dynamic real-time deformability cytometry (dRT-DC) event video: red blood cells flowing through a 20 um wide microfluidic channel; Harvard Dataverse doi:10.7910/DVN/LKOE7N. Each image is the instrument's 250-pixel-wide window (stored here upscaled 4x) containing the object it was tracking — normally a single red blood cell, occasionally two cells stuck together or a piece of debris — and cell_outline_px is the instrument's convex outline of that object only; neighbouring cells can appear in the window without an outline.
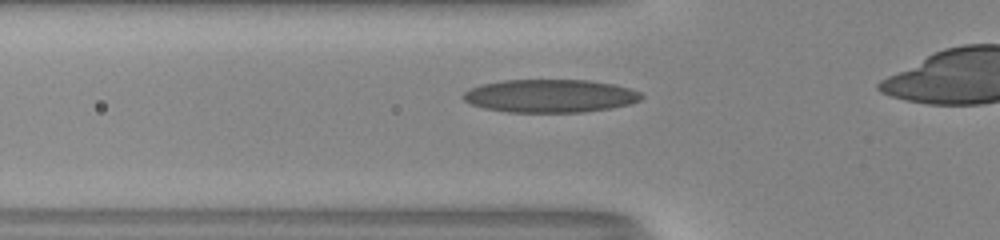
{"species": "human", "species_latin": "Homo sapiens", "temperature_condition": "room temperature", "stored_images_in_passage": 39, "camera_frame_rate_fps": 3000, "um_per_image_px": 0.085, "donor": {"sex": "male"}, "frame": {"image": 1, "passage_image": 12, "time_ms": 3.667, "image_size_px": [1000, 240], "cell_outline_px": [[644, 96], [640, 100], [632, 104], [612, 108], [584, 112], [508, 112], [484, 108], [472, 104], [464, 100], [460, 96], [464, 92], [480, 84], [504, 80], [588, 80], [612, 84], [628, 88], [640, 92]], "centroid_in_image_um": [46.77, 8.15], "position_along_channel_um": 79.0, "area_um2": 34.45}}
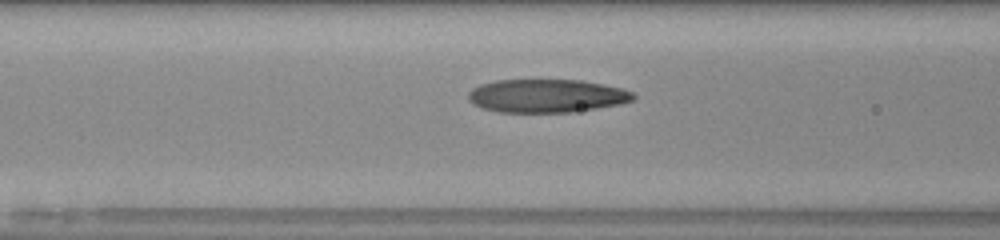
{"frame": {"image": 2, "passage_image": 15, "time_ms": 4.667, "image_size_px": [1000, 240], "cell_outline_px": [[636, 100], [620, 104], [572, 112], [500, 112], [484, 108], [472, 104], [468, 100], [468, 92], [472, 88], [480, 84], [496, 80], [580, 80], [604, 84], [624, 88], [632, 92], [636, 96]], "centroid_in_image_um": [46.48, 8.14], "position_along_channel_um": 120.1, "area_um2": 32.19}}
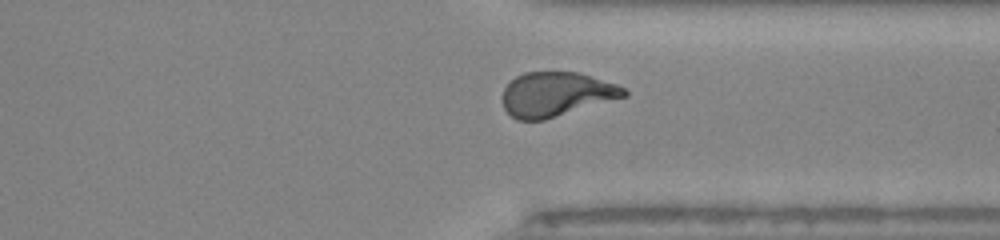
{"frame": {"image": 3, "passage_image": 33, "time_ms": 10.667, "image_size_px": [1000, 240], "cell_outline_px": [[628, 96], [544, 120], [516, 120], [504, 108], [500, 100], [504, 88], [516, 76], [524, 72], [576, 72], [616, 84], [624, 88], [628, 92]], "centroid_in_image_um": [47.25, 8.02], "position_along_channel_um": 364.2, "area_um2": 31.44}, "authors_computed_cell_mechanics": {"area_um2": 32.657, "velocity_mm_per_s": 4.0646, "shape_relaxation_time_tau1_ms": 8.5951, "shape_relaxation_time_tau2_ms": 1.4631, "deformation_change_tau1": 0.3036, "deformation_change_tau2": 0.0942}}